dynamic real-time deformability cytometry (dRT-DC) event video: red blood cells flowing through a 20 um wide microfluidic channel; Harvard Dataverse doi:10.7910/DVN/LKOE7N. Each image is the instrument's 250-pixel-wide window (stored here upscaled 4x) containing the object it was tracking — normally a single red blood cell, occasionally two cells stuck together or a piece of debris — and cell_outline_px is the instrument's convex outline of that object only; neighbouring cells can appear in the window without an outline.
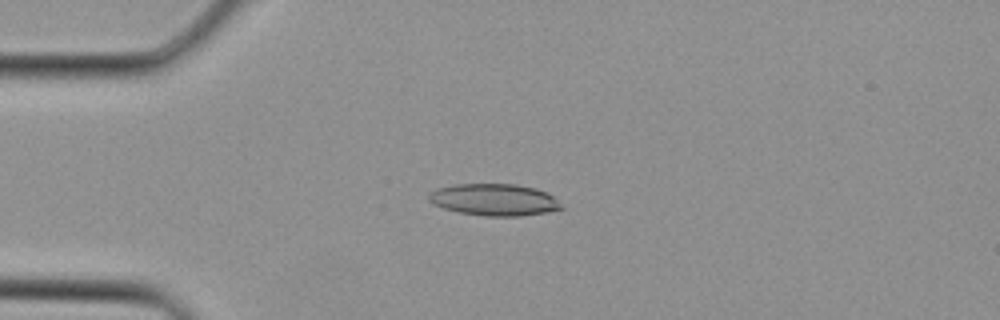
{"species": "Egyptian fruit bat (a non-hibernating species)", "species_latin": "Rousettus aegyptiacus", "temperature_condition": "cold", "stored_images_in_passage": 2, "camera_frame_rate_fps": 3000, "um_per_image_px": 0.085, "animal": {"sex": "female"}, "frame": {"image": 1, "passage_image": 2, "time_ms": 0.333, "image_size_px": [1000, 320], "cell_outline_px": [[564, 208], [544, 212], [520, 216], [484, 216], [460, 212], [444, 208], [432, 204], [428, 200], [428, 196], [432, 192], [440, 188], [452, 184], [516, 184], [536, 188], [548, 192]], "centroid_in_image_um": [42.0, 16.97], "position_along_channel_um": 43.0, "area_um2": 24.45}}